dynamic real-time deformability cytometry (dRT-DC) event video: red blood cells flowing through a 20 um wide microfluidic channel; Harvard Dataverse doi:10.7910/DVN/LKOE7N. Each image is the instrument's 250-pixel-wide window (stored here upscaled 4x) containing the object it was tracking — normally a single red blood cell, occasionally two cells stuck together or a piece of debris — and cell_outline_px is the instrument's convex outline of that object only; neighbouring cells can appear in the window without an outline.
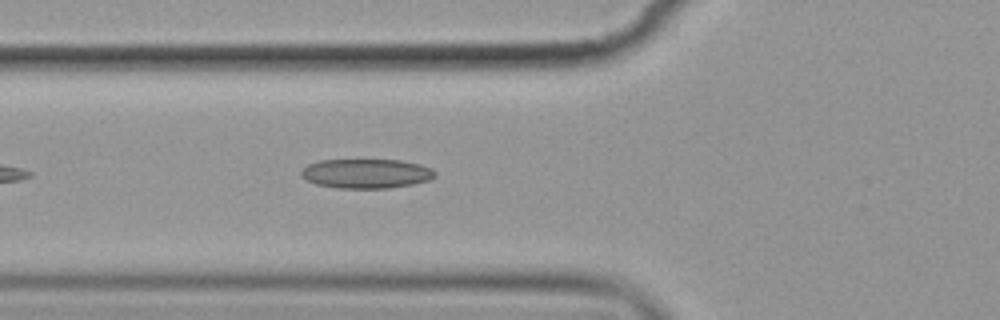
{"species": "common noctule bat (a hibernating species)", "species_latin": "Nyctalus noctula", "temperature_condition": "cold", "stored_images_in_passage": 4, "camera_frame_rate_fps": 3000, "um_per_image_px": 0.085, "animal": {"sex": "female", "body_mass_g": 19.9}, "frame": {"image": 1, "passage_image": 4, "time_ms": 3.333, "image_size_px": [1000, 320], "cell_outline_px": [[436, 176], [428, 180], [412, 184], [388, 188], [336, 188], [316, 184], [304, 180], [300, 176], [300, 172], [308, 164], [320, 160], [400, 160], [420, 164], [432, 168], [436, 172]], "centroid_in_image_um": [31.11, 14.75], "position_along_channel_um": 94.7, "area_um2": 23.06}}